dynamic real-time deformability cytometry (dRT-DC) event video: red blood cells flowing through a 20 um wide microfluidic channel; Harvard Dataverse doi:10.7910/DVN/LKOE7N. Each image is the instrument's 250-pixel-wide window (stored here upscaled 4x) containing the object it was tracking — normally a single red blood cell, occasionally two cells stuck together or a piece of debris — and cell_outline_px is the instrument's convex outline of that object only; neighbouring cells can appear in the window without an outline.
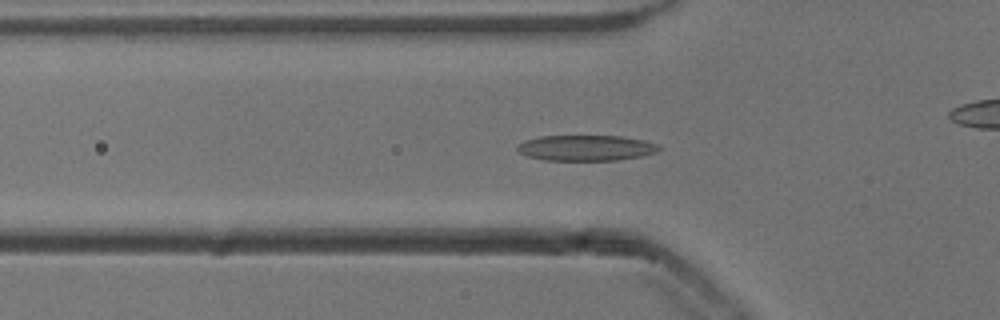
{"species": "common noctule bat (a hibernating species)", "species_latin": "Nyctalus noctula", "temperature_condition": "cold", "stored_images_in_passage": 46, "camera_frame_rate_fps": 3000, "um_per_image_px": 0.085, "animal": {"sex": "male", "body_mass_g": 13.3}, "frame": {"image": 1, "passage_image": 10, "time_ms": 3.0, "image_size_px": [1000, 320], "cell_outline_px": [[660, 148], [656, 152], [640, 156], [616, 160], [544, 160], [528, 156], [520, 152], [516, 148], [524, 140], [540, 136], [620, 136], [644, 140], [656, 144]], "centroid_in_image_um": [49.79, 12.57], "position_along_channel_um": 76.0, "area_um2": 20.92}}
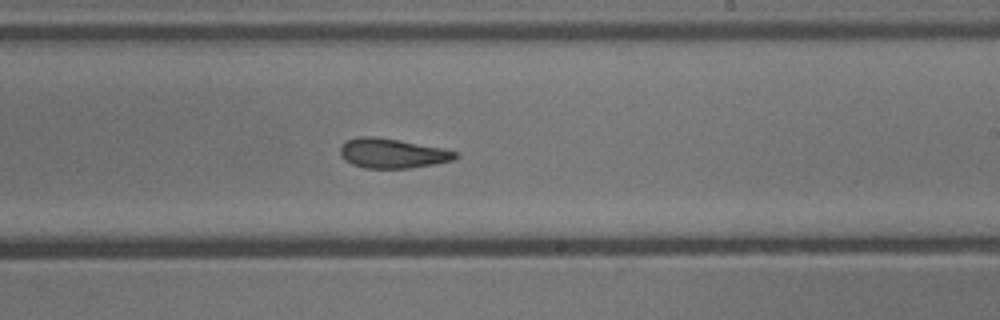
{"frame": {"image": 2, "passage_image": 24, "time_ms": 7.667, "image_size_px": [1000, 320], "cell_outline_px": [[460, 156], [452, 160], [432, 164], [408, 168], [364, 168], [352, 164], [344, 160], [340, 156], [340, 144], [344, 140], [360, 136], [372, 136], [444, 148], [456, 152]], "centroid_in_image_um": [33.28, 13.03], "position_along_channel_um": 255.7, "area_um2": 19.88}}
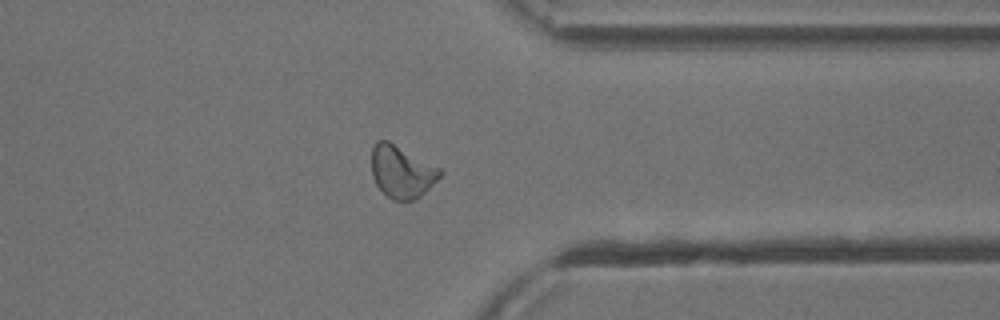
{"frame": {"image": 3, "passage_image": 34, "time_ms": 11.0, "image_size_px": [1000, 320], "cell_outline_px": [[444, 172], [420, 196], [412, 200], [392, 200], [376, 184], [372, 176], [372, 148], [376, 140], [388, 140], [440, 168]], "centroid_in_image_um": [34.13, 14.58], "position_along_channel_um": 377.3, "area_um2": 20.58}, "authors_computed_cell_mechanics": {"area_um2": 20.5479, "velocity_mm_per_s": 3.8404, "shape_relaxation_time_tau1_ms": 5.7016, "shape_relaxation_time_tau2_ms": 2.7095, "deformation_change_tau1": 0.1723, "deformation_change_tau2": 0.1095}}